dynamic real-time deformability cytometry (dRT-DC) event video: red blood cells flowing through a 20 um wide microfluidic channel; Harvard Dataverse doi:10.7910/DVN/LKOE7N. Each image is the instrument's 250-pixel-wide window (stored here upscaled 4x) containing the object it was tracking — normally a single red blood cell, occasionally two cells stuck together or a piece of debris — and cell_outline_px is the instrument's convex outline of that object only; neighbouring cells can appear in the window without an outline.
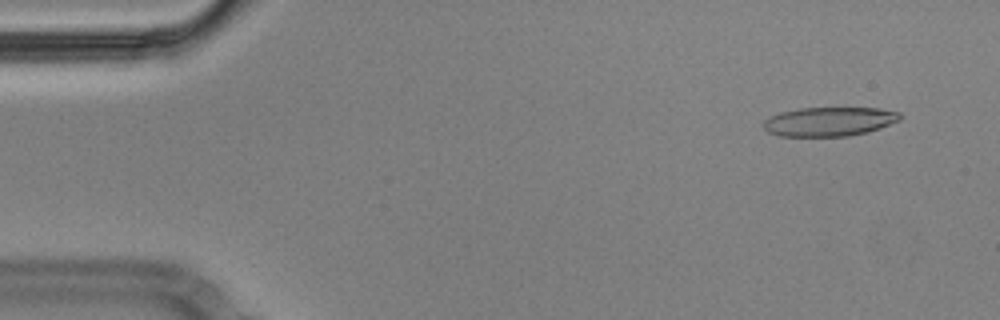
{"species": "Egyptian fruit bat (a non-hibernating species)", "species_latin": "Rousettus aegyptiacus", "temperature_condition": "cold", "stored_images_in_passage": 9, "camera_frame_rate_fps": 3000, "um_per_image_px": 0.085, "animal": {"sex": "male"}, "frame": {"image": 1, "passage_image": 2, "time_ms": 0.333, "image_size_px": [1000, 320], "cell_outline_px": [[900, 120], [880, 128], [868, 132], [848, 136], [780, 136], [768, 132], [764, 128], [764, 120], [780, 112], [800, 108], [880, 108], [900, 112]], "centroid_in_image_um": [70.5, 10.33], "position_along_channel_um": 14.5, "area_um2": 23.12}}